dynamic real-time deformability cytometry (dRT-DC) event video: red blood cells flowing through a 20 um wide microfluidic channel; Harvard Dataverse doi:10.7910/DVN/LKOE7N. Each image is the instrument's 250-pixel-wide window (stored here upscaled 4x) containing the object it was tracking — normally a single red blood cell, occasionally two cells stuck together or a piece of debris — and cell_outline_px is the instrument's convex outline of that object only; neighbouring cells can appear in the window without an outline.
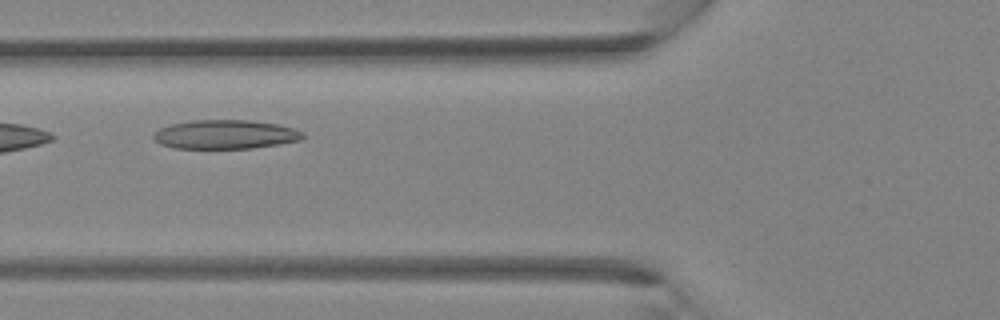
{"species": "Egyptian fruit bat (a non-hibernating species)", "species_latin": "Rousettus aegyptiacus", "temperature_condition": "room temperature", "stored_images_in_passage": 4, "camera_frame_rate_fps": 3000, "um_per_image_px": 0.085, "animal": {"sex": "female"}, "frame": {"image": 1, "passage_image": 4, "time_ms": 3.333, "image_size_px": [1000, 320], "cell_outline_px": [[304, 136], [300, 140], [280, 144], [252, 148], [172, 148], [160, 144], [152, 136], [160, 128], [172, 124], [192, 120], [248, 120], [276, 124], [296, 128], [304, 132]], "centroid_in_image_um": [19.18, 11.43], "position_along_channel_um": 106.6, "area_um2": 25.2}}